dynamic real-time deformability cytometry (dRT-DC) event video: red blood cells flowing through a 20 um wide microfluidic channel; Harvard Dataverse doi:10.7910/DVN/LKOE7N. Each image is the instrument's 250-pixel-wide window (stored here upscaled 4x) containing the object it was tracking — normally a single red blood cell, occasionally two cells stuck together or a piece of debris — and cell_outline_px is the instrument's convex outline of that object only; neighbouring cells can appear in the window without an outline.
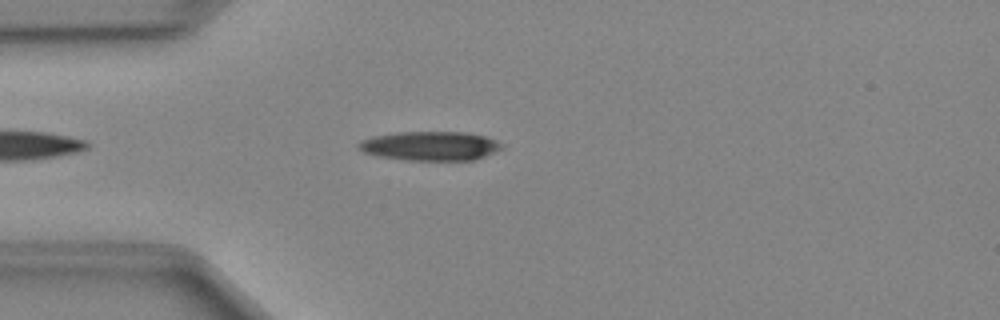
{"species": "Egyptian fruit bat (a non-hibernating species)", "species_latin": "Rousettus aegyptiacus", "temperature_condition": "cold", "stored_images_in_passage": 36, "camera_frame_rate_fps": 3000, "um_per_image_px": 0.085, "animal": {"sex": "female"}, "frame": {"image": 1, "passage_image": 5, "time_ms": 1.333, "image_size_px": [1000, 320], "cell_outline_px": [[504, 148], [496, 152], [472, 160], [408, 160], [380, 156], [364, 152], [356, 148], [356, 144], [360, 140], [372, 136], [400, 132], [464, 132], [484, 136], [496, 140], [504, 144]], "centroid_in_image_um": [36.57, 12.4], "position_along_channel_um": 48.4, "area_um2": 24.39}}
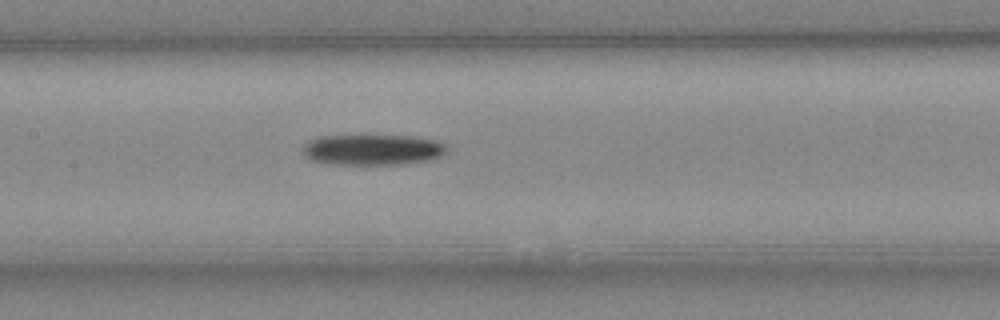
{"frame": {"image": 2, "passage_image": 15, "time_ms": 4.667, "image_size_px": [1000, 320], "cell_outline_px": [[448, 148], [440, 156], [432, 160], [404, 164], [328, 164], [312, 160], [304, 156], [304, 148], [312, 140], [320, 136], [412, 136], [436, 140], [444, 144]], "centroid_in_image_um": [31.72, 12.74], "position_along_channel_um": 175.7, "area_um2": 25.55}}
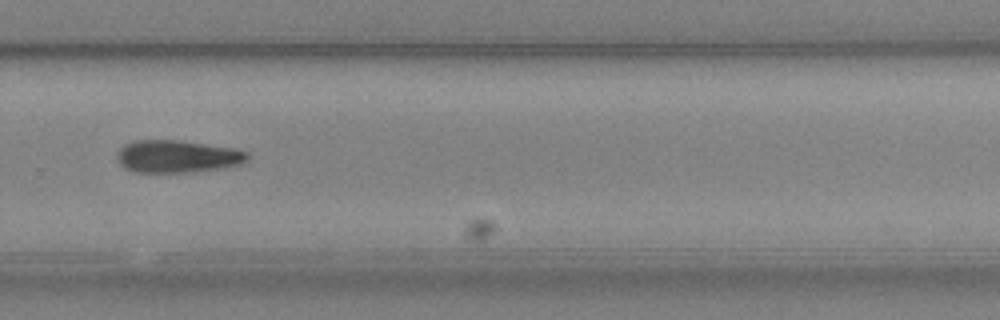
{"frame": {"image": 3, "passage_image": 25, "time_ms": 8.0, "image_size_px": [1000, 320], "cell_outline_px": [[248, 160], [240, 164], [220, 168], [192, 172], [132, 172], [124, 168], [120, 164], [116, 156], [120, 148], [124, 144], [136, 140], [176, 140], [232, 148], [248, 152]], "centroid_in_image_um": [15.03, 13.3], "position_along_channel_um": 314.8, "area_um2": 24.57}}